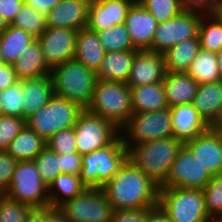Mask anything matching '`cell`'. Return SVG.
<instances>
[{
	"label": "cell",
	"instance_id": "4dcf8cb0",
	"mask_svg": "<svg viewBox=\"0 0 222 222\" xmlns=\"http://www.w3.org/2000/svg\"><path fill=\"white\" fill-rule=\"evenodd\" d=\"M35 38L21 28L9 25L0 35V49L6 64H13Z\"/></svg>",
	"mask_w": 222,
	"mask_h": 222
},
{
	"label": "cell",
	"instance_id": "44dd1931",
	"mask_svg": "<svg viewBox=\"0 0 222 222\" xmlns=\"http://www.w3.org/2000/svg\"><path fill=\"white\" fill-rule=\"evenodd\" d=\"M12 65L18 80L36 79L51 74V69L44 61L38 39L30 42Z\"/></svg>",
	"mask_w": 222,
	"mask_h": 222
},
{
	"label": "cell",
	"instance_id": "30bf717a",
	"mask_svg": "<svg viewBox=\"0 0 222 222\" xmlns=\"http://www.w3.org/2000/svg\"><path fill=\"white\" fill-rule=\"evenodd\" d=\"M57 208L68 222H110L114 211L102 188H86Z\"/></svg>",
	"mask_w": 222,
	"mask_h": 222
},
{
	"label": "cell",
	"instance_id": "7bdbcfd3",
	"mask_svg": "<svg viewBox=\"0 0 222 222\" xmlns=\"http://www.w3.org/2000/svg\"><path fill=\"white\" fill-rule=\"evenodd\" d=\"M17 162L11 154L0 151V195L7 192Z\"/></svg>",
	"mask_w": 222,
	"mask_h": 222
},
{
	"label": "cell",
	"instance_id": "681fc988",
	"mask_svg": "<svg viewBox=\"0 0 222 222\" xmlns=\"http://www.w3.org/2000/svg\"><path fill=\"white\" fill-rule=\"evenodd\" d=\"M24 4L32 7L40 14L47 16L49 11L61 0H23Z\"/></svg>",
	"mask_w": 222,
	"mask_h": 222
},
{
	"label": "cell",
	"instance_id": "94428289",
	"mask_svg": "<svg viewBox=\"0 0 222 222\" xmlns=\"http://www.w3.org/2000/svg\"><path fill=\"white\" fill-rule=\"evenodd\" d=\"M3 116L2 114V108H1V104H0V117Z\"/></svg>",
	"mask_w": 222,
	"mask_h": 222
},
{
	"label": "cell",
	"instance_id": "f35d334b",
	"mask_svg": "<svg viewBox=\"0 0 222 222\" xmlns=\"http://www.w3.org/2000/svg\"><path fill=\"white\" fill-rule=\"evenodd\" d=\"M202 191L207 214L210 218L220 217L222 215V173L213 175Z\"/></svg>",
	"mask_w": 222,
	"mask_h": 222
},
{
	"label": "cell",
	"instance_id": "60d3db41",
	"mask_svg": "<svg viewBox=\"0 0 222 222\" xmlns=\"http://www.w3.org/2000/svg\"><path fill=\"white\" fill-rule=\"evenodd\" d=\"M26 125L24 118L3 115L0 117V151H6L10 142Z\"/></svg>",
	"mask_w": 222,
	"mask_h": 222
},
{
	"label": "cell",
	"instance_id": "d590c367",
	"mask_svg": "<svg viewBox=\"0 0 222 222\" xmlns=\"http://www.w3.org/2000/svg\"><path fill=\"white\" fill-rule=\"evenodd\" d=\"M0 104L3 115L23 118V80L0 92Z\"/></svg>",
	"mask_w": 222,
	"mask_h": 222
},
{
	"label": "cell",
	"instance_id": "c3c4849f",
	"mask_svg": "<svg viewBox=\"0 0 222 222\" xmlns=\"http://www.w3.org/2000/svg\"><path fill=\"white\" fill-rule=\"evenodd\" d=\"M18 81L12 64L0 65V92Z\"/></svg>",
	"mask_w": 222,
	"mask_h": 222
},
{
	"label": "cell",
	"instance_id": "f6af8a7d",
	"mask_svg": "<svg viewBox=\"0 0 222 222\" xmlns=\"http://www.w3.org/2000/svg\"><path fill=\"white\" fill-rule=\"evenodd\" d=\"M149 209L114 210L110 222H145L146 213Z\"/></svg>",
	"mask_w": 222,
	"mask_h": 222
},
{
	"label": "cell",
	"instance_id": "816d5d0a",
	"mask_svg": "<svg viewBox=\"0 0 222 222\" xmlns=\"http://www.w3.org/2000/svg\"><path fill=\"white\" fill-rule=\"evenodd\" d=\"M43 222H68L58 208H43Z\"/></svg>",
	"mask_w": 222,
	"mask_h": 222
},
{
	"label": "cell",
	"instance_id": "6da1fadb",
	"mask_svg": "<svg viewBox=\"0 0 222 222\" xmlns=\"http://www.w3.org/2000/svg\"><path fill=\"white\" fill-rule=\"evenodd\" d=\"M158 189L130 159L102 187L113 210L153 208L158 205Z\"/></svg>",
	"mask_w": 222,
	"mask_h": 222
},
{
	"label": "cell",
	"instance_id": "e575fe53",
	"mask_svg": "<svg viewBox=\"0 0 222 222\" xmlns=\"http://www.w3.org/2000/svg\"><path fill=\"white\" fill-rule=\"evenodd\" d=\"M10 25L21 28L38 39L47 28V19L46 16L24 4Z\"/></svg>",
	"mask_w": 222,
	"mask_h": 222
},
{
	"label": "cell",
	"instance_id": "74e56055",
	"mask_svg": "<svg viewBox=\"0 0 222 222\" xmlns=\"http://www.w3.org/2000/svg\"><path fill=\"white\" fill-rule=\"evenodd\" d=\"M37 166L38 173L42 181L49 186L50 183L62 174L60 154H56L50 150L47 146L41 151V153L34 159Z\"/></svg>",
	"mask_w": 222,
	"mask_h": 222
},
{
	"label": "cell",
	"instance_id": "ac0fdd59",
	"mask_svg": "<svg viewBox=\"0 0 222 222\" xmlns=\"http://www.w3.org/2000/svg\"><path fill=\"white\" fill-rule=\"evenodd\" d=\"M91 0H61L46 16L47 27L80 30L87 27Z\"/></svg>",
	"mask_w": 222,
	"mask_h": 222
},
{
	"label": "cell",
	"instance_id": "9c48e42d",
	"mask_svg": "<svg viewBox=\"0 0 222 222\" xmlns=\"http://www.w3.org/2000/svg\"><path fill=\"white\" fill-rule=\"evenodd\" d=\"M5 196L31 208L49 207L48 186L42 181L34 160L17 162Z\"/></svg>",
	"mask_w": 222,
	"mask_h": 222
},
{
	"label": "cell",
	"instance_id": "6f0895ef",
	"mask_svg": "<svg viewBox=\"0 0 222 222\" xmlns=\"http://www.w3.org/2000/svg\"><path fill=\"white\" fill-rule=\"evenodd\" d=\"M7 20L0 14V35L9 27Z\"/></svg>",
	"mask_w": 222,
	"mask_h": 222
},
{
	"label": "cell",
	"instance_id": "f546056e",
	"mask_svg": "<svg viewBox=\"0 0 222 222\" xmlns=\"http://www.w3.org/2000/svg\"><path fill=\"white\" fill-rule=\"evenodd\" d=\"M86 187L81 183L80 176L62 173L48 186L49 207L57 208L63 202L79 195Z\"/></svg>",
	"mask_w": 222,
	"mask_h": 222
},
{
	"label": "cell",
	"instance_id": "484cf974",
	"mask_svg": "<svg viewBox=\"0 0 222 222\" xmlns=\"http://www.w3.org/2000/svg\"><path fill=\"white\" fill-rule=\"evenodd\" d=\"M138 50H127L124 52H108L105 53L98 70L97 79L106 81H115L126 83L132 61Z\"/></svg>",
	"mask_w": 222,
	"mask_h": 222
},
{
	"label": "cell",
	"instance_id": "7c38bea8",
	"mask_svg": "<svg viewBox=\"0 0 222 222\" xmlns=\"http://www.w3.org/2000/svg\"><path fill=\"white\" fill-rule=\"evenodd\" d=\"M203 12L184 10L166 22L158 23L151 52L164 54L173 45L189 38H198L199 23Z\"/></svg>",
	"mask_w": 222,
	"mask_h": 222
},
{
	"label": "cell",
	"instance_id": "f5cc1de1",
	"mask_svg": "<svg viewBox=\"0 0 222 222\" xmlns=\"http://www.w3.org/2000/svg\"><path fill=\"white\" fill-rule=\"evenodd\" d=\"M24 222H43V208H32Z\"/></svg>",
	"mask_w": 222,
	"mask_h": 222
},
{
	"label": "cell",
	"instance_id": "ab89813d",
	"mask_svg": "<svg viewBox=\"0 0 222 222\" xmlns=\"http://www.w3.org/2000/svg\"><path fill=\"white\" fill-rule=\"evenodd\" d=\"M32 208L18 201L0 195V222H24Z\"/></svg>",
	"mask_w": 222,
	"mask_h": 222
},
{
	"label": "cell",
	"instance_id": "8992f818",
	"mask_svg": "<svg viewBox=\"0 0 222 222\" xmlns=\"http://www.w3.org/2000/svg\"><path fill=\"white\" fill-rule=\"evenodd\" d=\"M158 206L170 222H206L210 219L202 190L159 187Z\"/></svg>",
	"mask_w": 222,
	"mask_h": 222
},
{
	"label": "cell",
	"instance_id": "5bb4252c",
	"mask_svg": "<svg viewBox=\"0 0 222 222\" xmlns=\"http://www.w3.org/2000/svg\"><path fill=\"white\" fill-rule=\"evenodd\" d=\"M78 30L47 27L38 38L47 66L63 64L75 57Z\"/></svg>",
	"mask_w": 222,
	"mask_h": 222
},
{
	"label": "cell",
	"instance_id": "2e32d148",
	"mask_svg": "<svg viewBox=\"0 0 222 222\" xmlns=\"http://www.w3.org/2000/svg\"><path fill=\"white\" fill-rule=\"evenodd\" d=\"M166 74L164 56L149 50L137 51L134 55L126 84L137 87L163 82Z\"/></svg>",
	"mask_w": 222,
	"mask_h": 222
},
{
	"label": "cell",
	"instance_id": "b9f144b4",
	"mask_svg": "<svg viewBox=\"0 0 222 222\" xmlns=\"http://www.w3.org/2000/svg\"><path fill=\"white\" fill-rule=\"evenodd\" d=\"M74 127L61 130L46 140V146L56 154L77 152Z\"/></svg>",
	"mask_w": 222,
	"mask_h": 222
},
{
	"label": "cell",
	"instance_id": "ba28073f",
	"mask_svg": "<svg viewBox=\"0 0 222 222\" xmlns=\"http://www.w3.org/2000/svg\"><path fill=\"white\" fill-rule=\"evenodd\" d=\"M82 110L76 102L54 95L26 120V125L44 140H48L55 133L74 127Z\"/></svg>",
	"mask_w": 222,
	"mask_h": 222
},
{
	"label": "cell",
	"instance_id": "d6986e66",
	"mask_svg": "<svg viewBox=\"0 0 222 222\" xmlns=\"http://www.w3.org/2000/svg\"><path fill=\"white\" fill-rule=\"evenodd\" d=\"M124 24L136 50L152 48L158 22L138 1L130 8Z\"/></svg>",
	"mask_w": 222,
	"mask_h": 222
},
{
	"label": "cell",
	"instance_id": "9a60e30c",
	"mask_svg": "<svg viewBox=\"0 0 222 222\" xmlns=\"http://www.w3.org/2000/svg\"><path fill=\"white\" fill-rule=\"evenodd\" d=\"M137 0H91L87 28L103 31L124 24L127 14Z\"/></svg>",
	"mask_w": 222,
	"mask_h": 222
},
{
	"label": "cell",
	"instance_id": "cb8c5ba5",
	"mask_svg": "<svg viewBox=\"0 0 222 222\" xmlns=\"http://www.w3.org/2000/svg\"><path fill=\"white\" fill-rule=\"evenodd\" d=\"M105 53L96 32L87 27L78 31L74 59L97 73Z\"/></svg>",
	"mask_w": 222,
	"mask_h": 222
},
{
	"label": "cell",
	"instance_id": "680465c9",
	"mask_svg": "<svg viewBox=\"0 0 222 222\" xmlns=\"http://www.w3.org/2000/svg\"><path fill=\"white\" fill-rule=\"evenodd\" d=\"M206 222H222V219H220L219 217L217 218H210L208 221Z\"/></svg>",
	"mask_w": 222,
	"mask_h": 222
},
{
	"label": "cell",
	"instance_id": "11a10c76",
	"mask_svg": "<svg viewBox=\"0 0 222 222\" xmlns=\"http://www.w3.org/2000/svg\"><path fill=\"white\" fill-rule=\"evenodd\" d=\"M222 24V0L215 5L214 9L211 12Z\"/></svg>",
	"mask_w": 222,
	"mask_h": 222
},
{
	"label": "cell",
	"instance_id": "d4e9b609",
	"mask_svg": "<svg viewBox=\"0 0 222 222\" xmlns=\"http://www.w3.org/2000/svg\"><path fill=\"white\" fill-rule=\"evenodd\" d=\"M132 112H153L169 108L162 82L130 87Z\"/></svg>",
	"mask_w": 222,
	"mask_h": 222
},
{
	"label": "cell",
	"instance_id": "91938a15",
	"mask_svg": "<svg viewBox=\"0 0 222 222\" xmlns=\"http://www.w3.org/2000/svg\"><path fill=\"white\" fill-rule=\"evenodd\" d=\"M5 63L0 49V65Z\"/></svg>",
	"mask_w": 222,
	"mask_h": 222
},
{
	"label": "cell",
	"instance_id": "277c9868",
	"mask_svg": "<svg viewBox=\"0 0 222 222\" xmlns=\"http://www.w3.org/2000/svg\"><path fill=\"white\" fill-rule=\"evenodd\" d=\"M128 159L119 134L110 144L82 155L80 181L86 188H102Z\"/></svg>",
	"mask_w": 222,
	"mask_h": 222
},
{
	"label": "cell",
	"instance_id": "d6a6232c",
	"mask_svg": "<svg viewBox=\"0 0 222 222\" xmlns=\"http://www.w3.org/2000/svg\"><path fill=\"white\" fill-rule=\"evenodd\" d=\"M201 49L217 53L222 49V24L212 13H203L198 29Z\"/></svg>",
	"mask_w": 222,
	"mask_h": 222
},
{
	"label": "cell",
	"instance_id": "1f68e13d",
	"mask_svg": "<svg viewBox=\"0 0 222 222\" xmlns=\"http://www.w3.org/2000/svg\"><path fill=\"white\" fill-rule=\"evenodd\" d=\"M186 74L192 77L199 85L221 81L216 53L200 49Z\"/></svg>",
	"mask_w": 222,
	"mask_h": 222
},
{
	"label": "cell",
	"instance_id": "f1b7e54d",
	"mask_svg": "<svg viewBox=\"0 0 222 222\" xmlns=\"http://www.w3.org/2000/svg\"><path fill=\"white\" fill-rule=\"evenodd\" d=\"M200 49L198 38H189L173 45L163 54L166 72L186 73Z\"/></svg>",
	"mask_w": 222,
	"mask_h": 222
},
{
	"label": "cell",
	"instance_id": "9f6ffc18",
	"mask_svg": "<svg viewBox=\"0 0 222 222\" xmlns=\"http://www.w3.org/2000/svg\"><path fill=\"white\" fill-rule=\"evenodd\" d=\"M217 65H218V70L220 74V79L222 81V49L219 50L217 53Z\"/></svg>",
	"mask_w": 222,
	"mask_h": 222
},
{
	"label": "cell",
	"instance_id": "db71d44e",
	"mask_svg": "<svg viewBox=\"0 0 222 222\" xmlns=\"http://www.w3.org/2000/svg\"><path fill=\"white\" fill-rule=\"evenodd\" d=\"M210 128L222 133V106L215 121L210 125Z\"/></svg>",
	"mask_w": 222,
	"mask_h": 222
},
{
	"label": "cell",
	"instance_id": "bcb514c9",
	"mask_svg": "<svg viewBox=\"0 0 222 222\" xmlns=\"http://www.w3.org/2000/svg\"><path fill=\"white\" fill-rule=\"evenodd\" d=\"M23 5V0H0V14L10 24Z\"/></svg>",
	"mask_w": 222,
	"mask_h": 222
},
{
	"label": "cell",
	"instance_id": "e0dca14e",
	"mask_svg": "<svg viewBox=\"0 0 222 222\" xmlns=\"http://www.w3.org/2000/svg\"><path fill=\"white\" fill-rule=\"evenodd\" d=\"M210 174L222 173V133L211 128L184 143Z\"/></svg>",
	"mask_w": 222,
	"mask_h": 222
},
{
	"label": "cell",
	"instance_id": "603a6c76",
	"mask_svg": "<svg viewBox=\"0 0 222 222\" xmlns=\"http://www.w3.org/2000/svg\"><path fill=\"white\" fill-rule=\"evenodd\" d=\"M54 96L50 75L23 80V118L27 120Z\"/></svg>",
	"mask_w": 222,
	"mask_h": 222
},
{
	"label": "cell",
	"instance_id": "52a82bcc",
	"mask_svg": "<svg viewBox=\"0 0 222 222\" xmlns=\"http://www.w3.org/2000/svg\"><path fill=\"white\" fill-rule=\"evenodd\" d=\"M119 131L127 149L143 142L173 137L170 109L133 113Z\"/></svg>",
	"mask_w": 222,
	"mask_h": 222
},
{
	"label": "cell",
	"instance_id": "836d02e7",
	"mask_svg": "<svg viewBox=\"0 0 222 222\" xmlns=\"http://www.w3.org/2000/svg\"><path fill=\"white\" fill-rule=\"evenodd\" d=\"M94 32L98 34L99 40L106 53L136 50L125 24H117L110 29Z\"/></svg>",
	"mask_w": 222,
	"mask_h": 222
},
{
	"label": "cell",
	"instance_id": "4fadbf2b",
	"mask_svg": "<svg viewBox=\"0 0 222 222\" xmlns=\"http://www.w3.org/2000/svg\"><path fill=\"white\" fill-rule=\"evenodd\" d=\"M212 179L193 152L185 145L180 148L166 182L161 187L202 190Z\"/></svg>",
	"mask_w": 222,
	"mask_h": 222
},
{
	"label": "cell",
	"instance_id": "7402d4cb",
	"mask_svg": "<svg viewBox=\"0 0 222 222\" xmlns=\"http://www.w3.org/2000/svg\"><path fill=\"white\" fill-rule=\"evenodd\" d=\"M163 85L168 107L192 104L199 84L186 73L166 72Z\"/></svg>",
	"mask_w": 222,
	"mask_h": 222
},
{
	"label": "cell",
	"instance_id": "4316f807",
	"mask_svg": "<svg viewBox=\"0 0 222 222\" xmlns=\"http://www.w3.org/2000/svg\"><path fill=\"white\" fill-rule=\"evenodd\" d=\"M192 105L210 126L222 106V81L200 84Z\"/></svg>",
	"mask_w": 222,
	"mask_h": 222
},
{
	"label": "cell",
	"instance_id": "ffe728a7",
	"mask_svg": "<svg viewBox=\"0 0 222 222\" xmlns=\"http://www.w3.org/2000/svg\"><path fill=\"white\" fill-rule=\"evenodd\" d=\"M169 109L172 115L173 137L183 143L210 128L192 104L177 105Z\"/></svg>",
	"mask_w": 222,
	"mask_h": 222
},
{
	"label": "cell",
	"instance_id": "83f0119b",
	"mask_svg": "<svg viewBox=\"0 0 222 222\" xmlns=\"http://www.w3.org/2000/svg\"><path fill=\"white\" fill-rule=\"evenodd\" d=\"M46 147V140L27 125L10 142L6 149L17 161L34 160Z\"/></svg>",
	"mask_w": 222,
	"mask_h": 222
},
{
	"label": "cell",
	"instance_id": "ee69618b",
	"mask_svg": "<svg viewBox=\"0 0 222 222\" xmlns=\"http://www.w3.org/2000/svg\"><path fill=\"white\" fill-rule=\"evenodd\" d=\"M82 155L78 152H73L69 154H60V163L62 173L79 175L81 173Z\"/></svg>",
	"mask_w": 222,
	"mask_h": 222
},
{
	"label": "cell",
	"instance_id": "8fae6325",
	"mask_svg": "<svg viewBox=\"0 0 222 222\" xmlns=\"http://www.w3.org/2000/svg\"><path fill=\"white\" fill-rule=\"evenodd\" d=\"M76 148L80 155L88 154L110 144L120 131L101 116L83 109L74 125Z\"/></svg>",
	"mask_w": 222,
	"mask_h": 222
},
{
	"label": "cell",
	"instance_id": "7a4b0ae2",
	"mask_svg": "<svg viewBox=\"0 0 222 222\" xmlns=\"http://www.w3.org/2000/svg\"><path fill=\"white\" fill-rule=\"evenodd\" d=\"M183 144L175 137L143 142L128 149V159L161 187Z\"/></svg>",
	"mask_w": 222,
	"mask_h": 222
},
{
	"label": "cell",
	"instance_id": "3957f363",
	"mask_svg": "<svg viewBox=\"0 0 222 222\" xmlns=\"http://www.w3.org/2000/svg\"><path fill=\"white\" fill-rule=\"evenodd\" d=\"M54 95L76 102L81 108L90 105L97 74L76 59L54 66L50 74Z\"/></svg>",
	"mask_w": 222,
	"mask_h": 222
},
{
	"label": "cell",
	"instance_id": "7dc6e473",
	"mask_svg": "<svg viewBox=\"0 0 222 222\" xmlns=\"http://www.w3.org/2000/svg\"><path fill=\"white\" fill-rule=\"evenodd\" d=\"M219 0H180L185 10H195L203 13H211Z\"/></svg>",
	"mask_w": 222,
	"mask_h": 222
},
{
	"label": "cell",
	"instance_id": "f907efd6",
	"mask_svg": "<svg viewBox=\"0 0 222 222\" xmlns=\"http://www.w3.org/2000/svg\"><path fill=\"white\" fill-rule=\"evenodd\" d=\"M145 222H170L165 212L157 205L150 208L145 217Z\"/></svg>",
	"mask_w": 222,
	"mask_h": 222
},
{
	"label": "cell",
	"instance_id": "8d00e7d4",
	"mask_svg": "<svg viewBox=\"0 0 222 222\" xmlns=\"http://www.w3.org/2000/svg\"><path fill=\"white\" fill-rule=\"evenodd\" d=\"M158 23H163L181 14L185 9L180 0H137Z\"/></svg>",
	"mask_w": 222,
	"mask_h": 222
},
{
	"label": "cell",
	"instance_id": "5b68a950",
	"mask_svg": "<svg viewBox=\"0 0 222 222\" xmlns=\"http://www.w3.org/2000/svg\"><path fill=\"white\" fill-rule=\"evenodd\" d=\"M87 110L120 130L133 114L130 87L122 82L97 80Z\"/></svg>",
	"mask_w": 222,
	"mask_h": 222
}]
</instances>
